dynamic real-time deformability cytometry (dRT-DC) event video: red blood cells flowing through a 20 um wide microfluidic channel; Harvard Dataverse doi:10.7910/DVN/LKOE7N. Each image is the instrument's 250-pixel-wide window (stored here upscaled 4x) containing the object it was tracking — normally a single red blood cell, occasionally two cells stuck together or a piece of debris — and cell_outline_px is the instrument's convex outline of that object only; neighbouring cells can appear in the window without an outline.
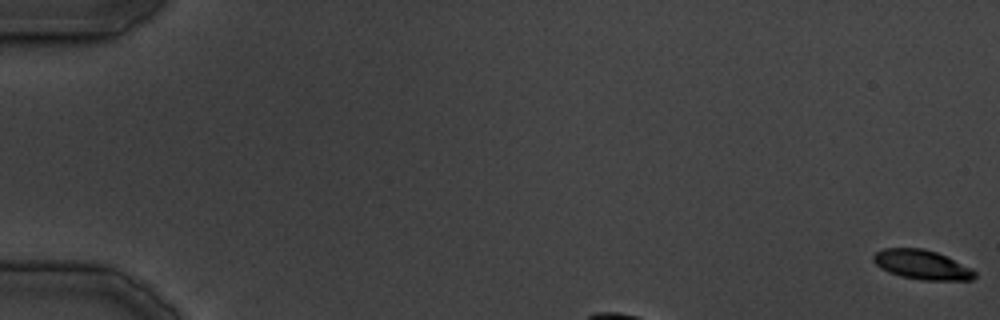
{"species": "common noctule bat (a hibernating species)", "species_latin": "Nyctalus noctula", "temperature_condition": "cold", "stored_images_in_passage": 7, "camera_frame_rate_fps": 3000, "um_per_image_px": 0.085, "animal": {"sex": "male", "body_mass_g": 19.5, "forearm_length_mm": 54.6}, "frame": {"image": 1, "passage_image": 1, "time_ms": 0.0, "image_size_px": [1000, 320], "cell_outline_px": [[976, 276], [972, 280], [924, 280], [900, 276], [888, 272], [880, 268], [872, 260], [872, 256], [876, 252], [884, 248], [924, 248], [936, 252], [972, 268], [976, 272]], "centroid_in_image_um": [78.35, 22.5], "position_along_channel_um": 6.6, "area_um2": 17.4}}